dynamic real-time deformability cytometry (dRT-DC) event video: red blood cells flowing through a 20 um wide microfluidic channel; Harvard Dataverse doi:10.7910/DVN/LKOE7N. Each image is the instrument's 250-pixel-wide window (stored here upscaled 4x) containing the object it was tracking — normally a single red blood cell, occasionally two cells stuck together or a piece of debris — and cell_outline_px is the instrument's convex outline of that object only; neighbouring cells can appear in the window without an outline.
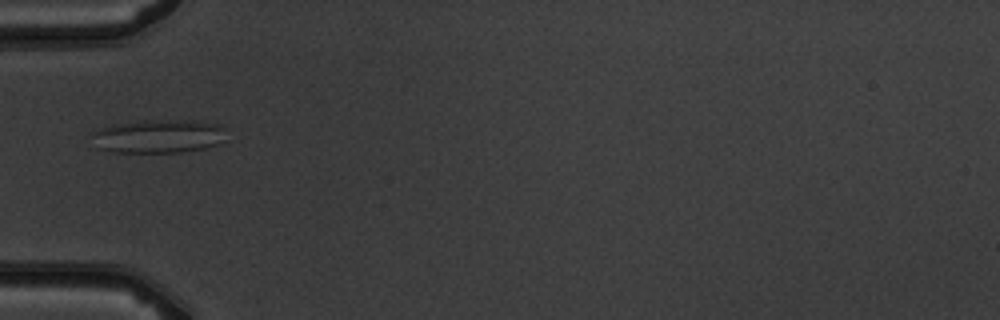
{"species": "common noctule bat (a hibernating species)", "species_latin": "Nyctalus noctula", "temperature_condition": "warm", "stored_images_in_passage": 3, "camera_frame_rate_fps": 3000, "um_per_image_px": 0.085, "animal": {"sex": "male", "body_mass_g": 19.5, "forearm_length_mm": 54.6}, "frame": {"image": 1, "passage_image": 3, "time_ms": 2.333, "image_size_px": [1000, 320], "cell_outline_px": [[228, 140], [204, 148], [180, 152], [116, 152], [96, 148], [92, 136], [92, 132], [100, 128], [116, 124], [144, 120], [200, 120], [220, 124], [228, 128]], "centroid_in_image_um": [13.58, 11.56], "position_along_channel_um": 71.4, "area_um2": 26.82}}